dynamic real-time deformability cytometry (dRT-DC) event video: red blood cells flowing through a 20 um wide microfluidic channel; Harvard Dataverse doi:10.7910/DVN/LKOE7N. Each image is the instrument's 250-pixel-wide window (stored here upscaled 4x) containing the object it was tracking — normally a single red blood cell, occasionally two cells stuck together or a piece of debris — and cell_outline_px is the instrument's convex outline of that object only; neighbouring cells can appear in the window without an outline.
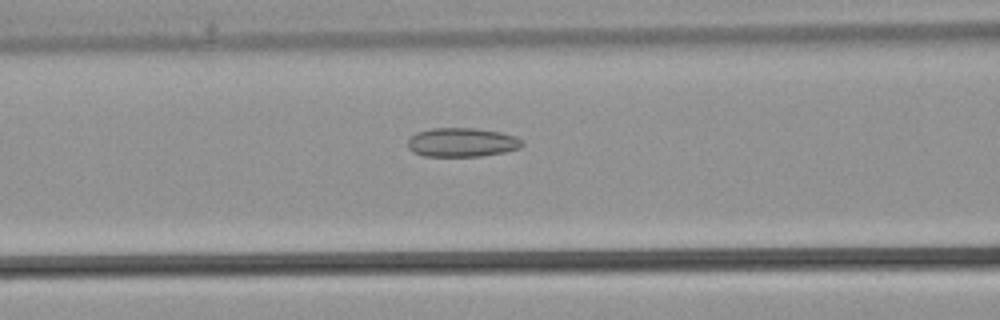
{"species": "common noctule bat (a hibernating species)", "species_latin": "Nyctalus noctula", "temperature_condition": "warm", "stored_images_in_passage": 35, "camera_frame_rate_fps": 3000, "um_per_image_px": 0.085, "animal": {"sex": "male", "body_mass_g": 21.5, "forearm_length_mm": 52.0}, "frame": {"image": 1, "passage_image": 14, "time_ms": 4.333, "image_size_px": [1000, 320], "cell_outline_px": [[524, 144], [520, 148], [504, 152], [480, 156], [424, 156], [412, 152], [408, 148], [408, 140], [416, 132], [432, 128], [476, 128], [500, 132], [516, 136], [524, 140]], "centroid_in_image_um": [39.28, 12.1], "position_along_channel_um": 127.3, "area_um2": 19.48}}
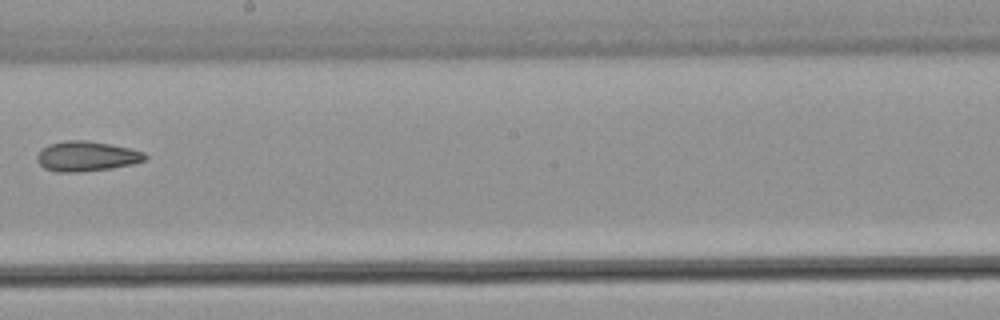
{"frame": {"image": 2, "passage_image": 20, "time_ms": 6.333, "image_size_px": [1000, 320], "cell_outline_px": [[148, 156], [144, 160], [132, 164], [112, 168], [80, 172], [56, 172], [44, 168], [36, 160], [36, 156], [40, 148], [48, 144], [68, 140], [84, 140], [112, 144], [132, 148], [144, 152]], "centroid_in_image_um": [7.34, 13.27], "position_along_channel_um": 240.9, "area_um2": 19.13}}
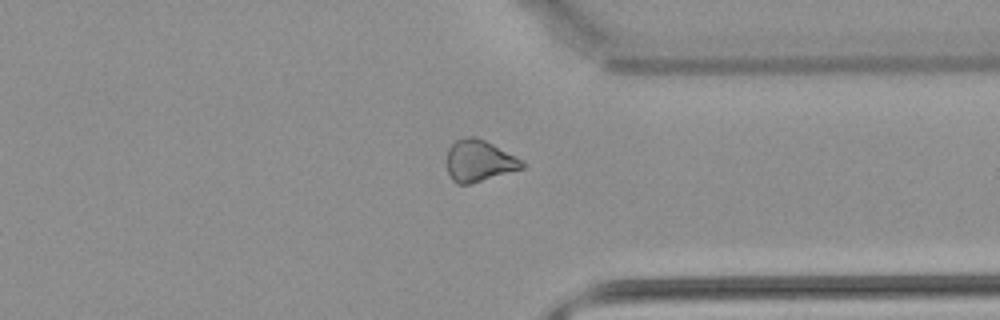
{"frame": {"image": 3, "passage_image": 27, "time_ms": 8.667, "image_size_px": [1000, 320], "cell_outline_px": [[524, 168], [468, 184], [456, 184], [452, 180], [448, 172], [448, 148], [456, 140], [468, 136], [476, 136], [524, 160]], "centroid_in_image_um": [40.73, 13.66], "position_along_channel_um": 370.7, "area_um2": 18.03}}